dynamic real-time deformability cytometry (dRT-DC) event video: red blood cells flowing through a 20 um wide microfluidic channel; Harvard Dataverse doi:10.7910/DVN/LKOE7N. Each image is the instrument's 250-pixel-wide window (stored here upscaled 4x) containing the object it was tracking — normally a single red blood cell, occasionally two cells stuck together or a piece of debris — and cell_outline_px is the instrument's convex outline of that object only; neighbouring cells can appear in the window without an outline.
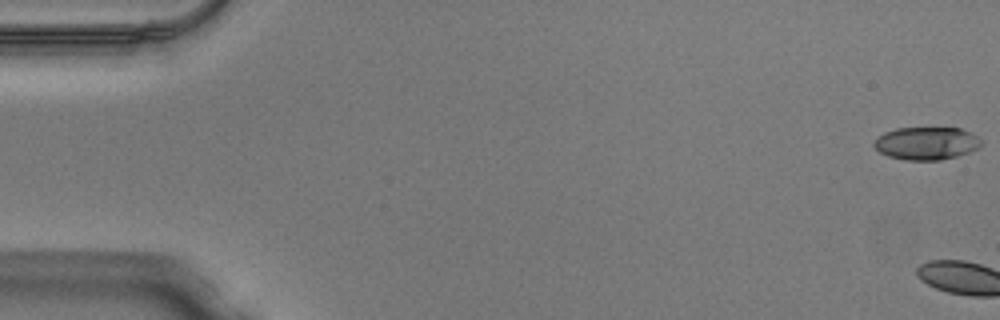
{"species": "Egyptian fruit bat (a non-hibernating species)", "species_latin": "Rousettus aegyptiacus", "temperature_condition": "warm", "stored_images_in_passage": 4, "camera_frame_rate_fps": 3000, "um_per_image_px": 0.085, "animal": {"sex": "male"}, "frame": {"image": 1, "passage_image": 1, "time_ms": 0.0, "image_size_px": [1000, 320], "cell_outline_px": [[984, 144], [980, 148], [956, 156], [940, 160], [904, 160], [888, 156], [880, 152], [872, 144], [884, 132], [896, 128], [960, 128], [976, 136]], "centroid_in_image_um": [78.75, 12.18], "position_along_channel_um": 6.2, "area_um2": 20.4}}